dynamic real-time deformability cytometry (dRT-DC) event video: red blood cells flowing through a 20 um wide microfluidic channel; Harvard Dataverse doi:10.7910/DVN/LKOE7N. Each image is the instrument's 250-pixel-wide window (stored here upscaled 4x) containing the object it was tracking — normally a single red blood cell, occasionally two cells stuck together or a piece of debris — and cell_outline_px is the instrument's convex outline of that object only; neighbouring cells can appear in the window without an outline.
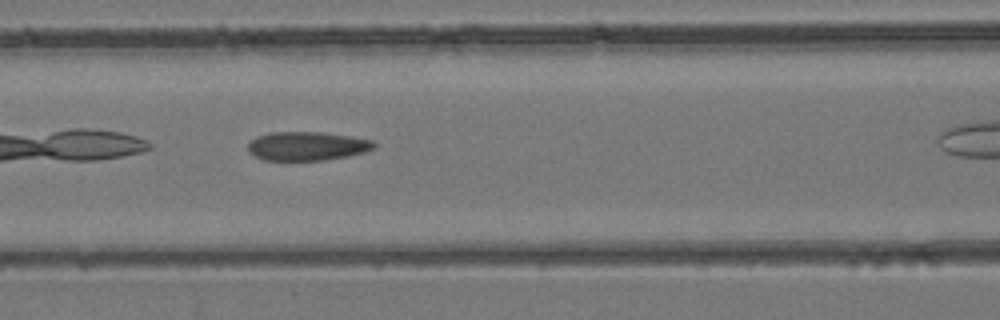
{"species": "common noctule bat (a hibernating species)", "species_latin": "Nyctalus noctula", "temperature_condition": "room temperature", "stored_images_in_passage": 17, "camera_frame_rate_fps": 3000, "um_per_image_px": 0.085, "animal": {"sex": "female", "body_mass_g": 24.6, "forearm_length_mm": 56.2}, "frame": {"image": 1, "passage_image": 6, "time_ms": 1.667, "image_size_px": [1000, 320], "cell_outline_px": [[376, 148], [364, 152], [348, 156], [324, 160], [264, 160], [248, 152], [248, 144], [256, 136], [272, 132], [324, 132], [372, 140], [376, 144]], "centroid_in_image_um": [26.1, 12.41], "position_along_channel_um": 140.5, "area_um2": 21.15}}
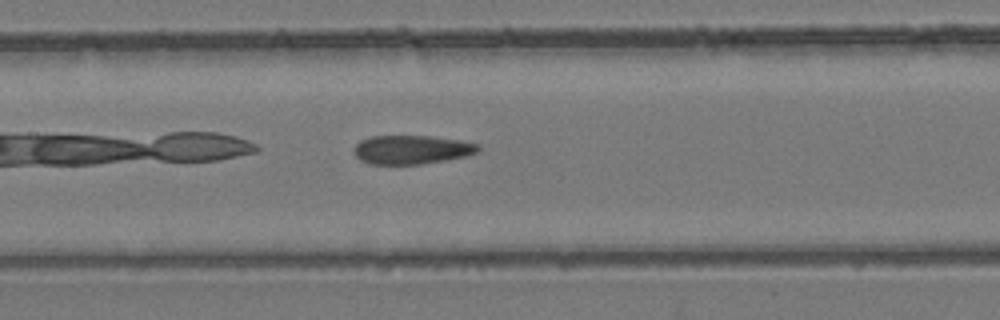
{"frame": {"image": 2, "passage_image": 8, "time_ms": 2.333, "image_size_px": [1000, 320], "cell_outline_px": [[480, 148], [476, 152], [464, 156], [444, 160], [420, 164], [368, 164], [360, 160], [352, 152], [352, 148], [360, 140], [372, 136], [428, 136], [460, 140], [480, 144]], "centroid_in_image_um": [34.93, 12.72], "position_along_channel_um": 172.5, "area_um2": 20.87}}
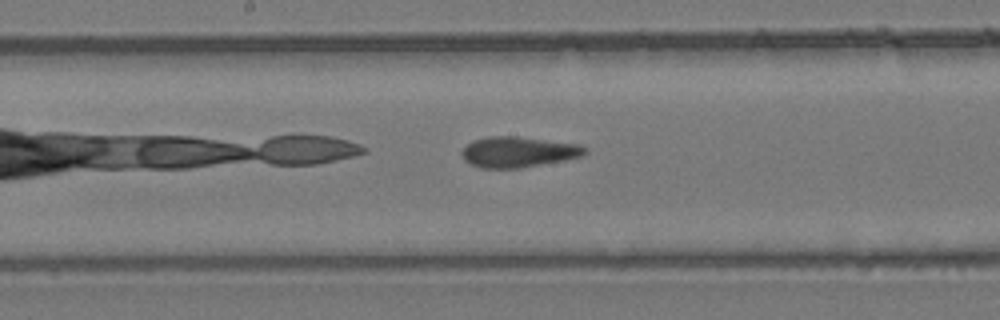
{"frame": {"image": 3, "passage_image": 10, "time_ms": 3.0, "image_size_px": [1000, 320], "cell_outline_px": [[588, 152], [584, 156], [564, 160], [520, 168], [480, 168], [468, 164], [464, 160], [460, 152], [472, 140], [488, 136], [516, 136], [580, 144], [588, 148]], "centroid_in_image_um": [44.06, 12.92], "position_along_channel_um": 204.1, "area_um2": 22.25}}